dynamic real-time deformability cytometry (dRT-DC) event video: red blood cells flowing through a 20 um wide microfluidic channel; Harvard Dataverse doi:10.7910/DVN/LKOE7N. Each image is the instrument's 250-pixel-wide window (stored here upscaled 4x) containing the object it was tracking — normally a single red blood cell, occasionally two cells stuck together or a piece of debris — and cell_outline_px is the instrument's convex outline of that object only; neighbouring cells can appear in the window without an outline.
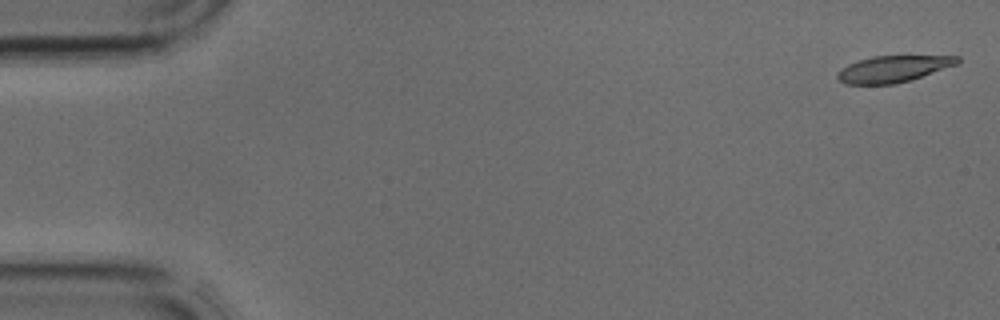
{"species": "common noctule bat (a hibernating species)", "species_latin": "Nyctalus noctula", "temperature_condition": "cold", "stored_images_in_passage": 3, "camera_frame_rate_fps": 3000, "um_per_image_px": 0.085, "animal": {"sex": "male", "body_mass_g": 17.9, "forearm_length_mm": 54.2}, "frame": {"image": 1, "passage_image": 1, "time_ms": 0.0, "image_size_px": [1000, 320], "cell_outline_px": [[960, 60], [956, 64], [912, 80], [896, 84], [844, 84], [836, 76], [848, 64], [872, 56], [960, 56]], "centroid_in_image_um": [75.94, 5.86], "position_along_channel_um": 9.1, "area_um2": 18.26}}